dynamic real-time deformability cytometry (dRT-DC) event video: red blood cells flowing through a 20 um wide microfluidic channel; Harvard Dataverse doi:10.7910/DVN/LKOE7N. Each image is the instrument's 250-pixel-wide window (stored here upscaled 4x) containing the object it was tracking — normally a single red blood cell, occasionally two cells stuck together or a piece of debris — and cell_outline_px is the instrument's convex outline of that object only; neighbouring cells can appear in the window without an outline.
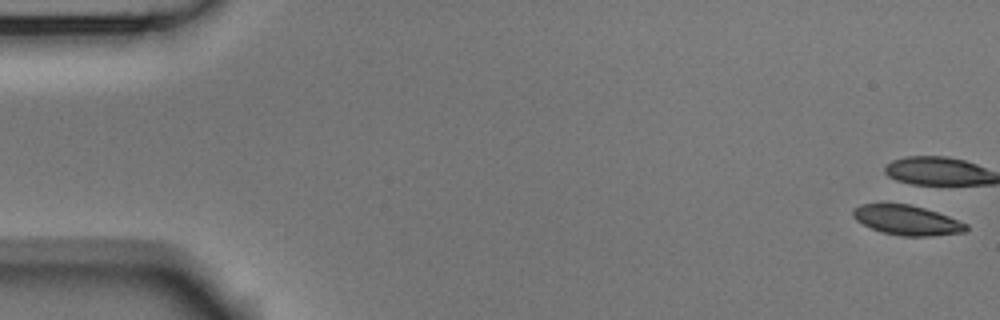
{"species": "Egyptian fruit bat (a non-hibernating species)", "species_latin": "Rousettus aegyptiacus", "temperature_condition": "room temperature", "stored_images_in_passage": 42, "camera_frame_rate_fps": 3000, "um_per_image_px": 0.085, "animal": {"sex": "male"}, "frame": {"image": 1, "passage_image": 1, "time_ms": 0.0, "image_size_px": [1000, 320], "cell_outline_px": [[968, 228], [964, 232], [932, 236], [904, 236], [884, 232], [872, 228], [856, 220], [852, 216], [852, 208], [860, 204], [908, 204], [924, 208], [948, 216], [968, 224]], "centroid_in_image_um": [77.09, 18.71], "position_along_channel_um": 7.9, "area_um2": 19.42}}